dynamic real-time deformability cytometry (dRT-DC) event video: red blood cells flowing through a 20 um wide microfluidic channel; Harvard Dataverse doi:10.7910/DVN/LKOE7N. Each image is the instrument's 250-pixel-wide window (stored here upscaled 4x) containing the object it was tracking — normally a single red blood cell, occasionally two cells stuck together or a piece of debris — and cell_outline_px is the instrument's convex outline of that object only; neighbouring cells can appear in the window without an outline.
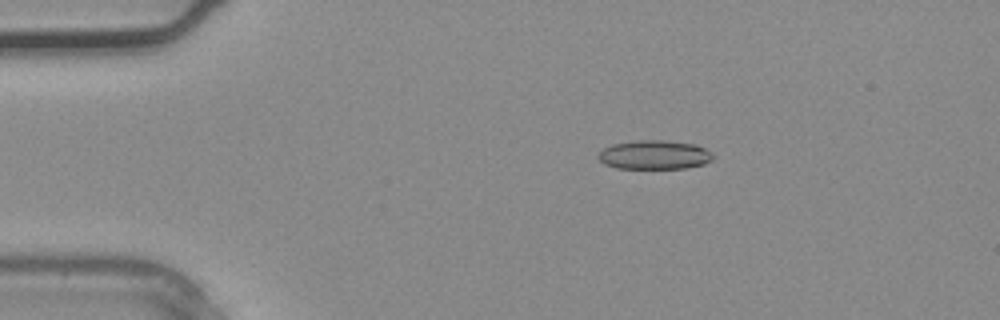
{"species": "common noctule bat (a hibernating species)", "species_latin": "Nyctalus noctula", "temperature_condition": "warm", "stored_images_in_passage": 3, "camera_frame_rate_fps": 3000, "um_per_image_px": 0.085, "animal": {"sex": "male", "body_mass_g": 20.4}, "frame": {"image": 1, "passage_image": 2, "time_ms": 0.333, "image_size_px": [1000, 320], "cell_outline_px": [[716, 156], [712, 160], [704, 164], [688, 168], [616, 168], [604, 164], [596, 156], [604, 148], [612, 144], [636, 140], [664, 140], [696, 144], [712, 152]], "centroid_in_image_um": [55.65, 13.16], "position_along_channel_um": 29.3, "area_um2": 19.59}}